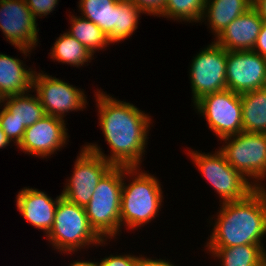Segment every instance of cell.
I'll use <instances>...</instances> for the list:
<instances>
[{
  "label": "cell",
  "mask_w": 266,
  "mask_h": 266,
  "mask_svg": "<svg viewBox=\"0 0 266 266\" xmlns=\"http://www.w3.org/2000/svg\"><path fill=\"white\" fill-rule=\"evenodd\" d=\"M137 266H175L168 261L161 259H148L146 257H138Z\"/></svg>",
  "instance_id": "1f68e13d"
},
{
  "label": "cell",
  "mask_w": 266,
  "mask_h": 266,
  "mask_svg": "<svg viewBox=\"0 0 266 266\" xmlns=\"http://www.w3.org/2000/svg\"><path fill=\"white\" fill-rule=\"evenodd\" d=\"M221 140L226 145L220 150L235 170L257 181L266 177V133L242 131Z\"/></svg>",
  "instance_id": "52a82bcc"
},
{
  "label": "cell",
  "mask_w": 266,
  "mask_h": 266,
  "mask_svg": "<svg viewBox=\"0 0 266 266\" xmlns=\"http://www.w3.org/2000/svg\"><path fill=\"white\" fill-rule=\"evenodd\" d=\"M5 101L4 107L12 114V117L26 128L32 126L46 115L39 97L30 95L27 92L7 96L3 99V102Z\"/></svg>",
  "instance_id": "44dd1931"
},
{
  "label": "cell",
  "mask_w": 266,
  "mask_h": 266,
  "mask_svg": "<svg viewBox=\"0 0 266 266\" xmlns=\"http://www.w3.org/2000/svg\"><path fill=\"white\" fill-rule=\"evenodd\" d=\"M254 52L266 58V22H263L260 33L253 47Z\"/></svg>",
  "instance_id": "4dcf8cb0"
},
{
  "label": "cell",
  "mask_w": 266,
  "mask_h": 266,
  "mask_svg": "<svg viewBox=\"0 0 266 266\" xmlns=\"http://www.w3.org/2000/svg\"><path fill=\"white\" fill-rule=\"evenodd\" d=\"M64 119L45 115L32 126L25 129L18 147L33 156H51L65 145L68 138Z\"/></svg>",
  "instance_id": "5bb4252c"
},
{
  "label": "cell",
  "mask_w": 266,
  "mask_h": 266,
  "mask_svg": "<svg viewBox=\"0 0 266 266\" xmlns=\"http://www.w3.org/2000/svg\"><path fill=\"white\" fill-rule=\"evenodd\" d=\"M70 266H98L97 262L75 261Z\"/></svg>",
  "instance_id": "e575fe53"
},
{
  "label": "cell",
  "mask_w": 266,
  "mask_h": 266,
  "mask_svg": "<svg viewBox=\"0 0 266 266\" xmlns=\"http://www.w3.org/2000/svg\"><path fill=\"white\" fill-rule=\"evenodd\" d=\"M47 238L60 252H75L89 244H103L105 241L90 226L85 209L71 203L63 196L55 211L54 224Z\"/></svg>",
  "instance_id": "5b68a950"
},
{
  "label": "cell",
  "mask_w": 266,
  "mask_h": 266,
  "mask_svg": "<svg viewBox=\"0 0 266 266\" xmlns=\"http://www.w3.org/2000/svg\"><path fill=\"white\" fill-rule=\"evenodd\" d=\"M32 89H36L46 115L63 119L65 112L86 107L84 91L46 73L34 72Z\"/></svg>",
  "instance_id": "8fae6325"
},
{
  "label": "cell",
  "mask_w": 266,
  "mask_h": 266,
  "mask_svg": "<svg viewBox=\"0 0 266 266\" xmlns=\"http://www.w3.org/2000/svg\"><path fill=\"white\" fill-rule=\"evenodd\" d=\"M0 127L10 142L15 140L14 143L18 146L23 139L26 127L12 117L5 107L0 111Z\"/></svg>",
  "instance_id": "4316f807"
},
{
  "label": "cell",
  "mask_w": 266,
  "mask_h": 266,
  "mask_svg": "<svg viewBox=\"0 0 266 266\" xmlns=\"http://www.w3.org/2000/svg\"><path fill=\"white\" fill-rule=\"evenodd\" d=\"M227 89L243 94L266 87V58L252 51H227Z\"/></svg>",
  "instance_id": "4fadbf2b"
},
{
  "label": "cell",
  "mask_w": 266,
  "mask_h": 266,
  "mask_svg": "<svg viewBox=\"0 0 266 266\" xmlns=\"http://www.w3.org/2000/svg\"><path fill=\"white\" fill-rule=\"evenodd\" d=\"M240 96L243 131L266 133V87Z\"/></svg>",
  "instance_id": "ffe728a7"
},
{
  "label": "cell",
  "mask_w": 266,
  "mask_h": 266,
  "mask_svg": "<svg viewBox=\"0 0 266 266\" xmlns=\"http://www.w3.org/2000/svg\"><path fill=\"white\" fill-rule=\"evenodd\" d=\"M194 105L220 139L243 131L240 94L225 89L201 97Z\"/></svg>",
  "instance_id": "ba28073f"
},
{
  "label": "cell",
  "mask_w": 266,
  "mask_h": 266,
  "mask_svg": "<svg viewBox=\"0 0 266 266\" xmlns=\"http://www.w3.org/2000/svg\"><path fill=\"white\" fill-rule=\"evenodd\" d=\"M0 29L26 56L37 45L39 30L26 0H0Z\"/></svg>",
  "instance_id": "7c38bea8"
},
{
  "label": "cell",
  "mask_w": 266,
  "mask_h": 266,
  "mask_svg": "<svg viewBox=\"0 0 266 266\" xmlns=\"http://www.w3.org/2000/svg\"><path fill=\"white\" fill-rule=\"evenodd\" d=\"M263 20L251 7L234 19L217 37L216 43L227 51L253 50Z\"/></svg>",
  "instance_id": "9a60e30c"
},
{
  "label": "cell",
  "mask_w": 266,
  "mask_h": 266,
  "mask_svg": "<svg viewBox=\"0 0 266 266\" xmlns=\"http://www.w3.org/2000/svg\"><path fill=\"white\" fill-rule=\"evenodd\" d=\"M100 91L96 93L99 125L112 152L106 156L93 143L84 147L113 166L138 167L145 152L151 118L133 104Z\"/></svg>",
  "instance_id": "6da1fadb"
},
{
  "label": "cell",
  "mask_w": 266,
  "mask_h": 266,
  "mask_svg": "<svg viewBox=\"0 0 266 266\" xmlns=\"http://www.w3.org/2000/svg\"><path fill=\"white\" fill-rule=\"evenodd\" d=\"M190 67L194 103L207 94L227 89V50L215 40L197 53Z\"/></svg>",
  "instance_id": "9c48e42d"
},
{
  "label": "cell",
  "mask_w": 266,
  "mask_h": 266,
  "mask_svg": "<svg viewBox=\"0 0 266 266\" xmlns=\"http://www.w3.org/2000/svg\"><path fill=\"white\" fill-rule=\"evenodd\" d=\"M127 167L113 166L99 181L84 207L90 226L103 239L120 231L121 192Z\"/></svg>",
  "instance_id": "3957f363"
},
{
  "label": "cell",
  "mask_w": 266,
  "mask_h": 266,
  "mask_svg": "<svg viewBox=\"0 0 266 266\" xmlns=\"http://www.w3.org/2000/svg\"><path fill=\"white\" fill-rule=\"evenodd\" d=\"M139 167H127V174L136 175L128 185L122 184L120 204L121 225L136 229L154 219L162 202V190L159 180ZM139 172V173H138ZM136 173V174H135Z\"/></svg>",
  "instance_id": "277c9868"
},
{
  "label": "cell",
  "mask_w": 266,
  "mask_h": 266,
  "mask_svg": "<svg viewBox=\"0 0 266 266\" xmlns=\"http://www.w3.org/2000/svg\"><path fill=\"white\" fill-rule=\"evenodd\" d=\"M189 154L202 175L222 198V203L242 200L256 188H263L254 181L251 184L249 179L235 170L221 150L214 154L191 150Z\"/></svg>",
  "instance_id": "8992f818"
},
{
  "label": "cell",
  "mask_w": 266,
  "mask_h": 266,
  "mask_svg": "<svg viewBox=\"0 0 266 266\" xmlns=\"http://www.w3.org/2000/svg\"><path fill=\"white\" fill-rule=\"evenodd\" d=\"M3 99H4L3 96L0 94V103H3Z\"/></svg>",
  "instance_id": "d590c367"
},
{
  "label": "cell",
  "mask_w": 266,
  "mask_h": 266,
  "mask_svg": "<svg viewBox=\"0 0 266 266\" xmlns=\"http://www.w3.org/2000/svg\"><path fill=\"white\" fill-rule=\"evenodd\" d=\"M113 167L101 156L85 147L76 159L73 175L61 195L79 206L85 207L101 178Z\"/></svg>",
  "instance_id": "30bf717a"
},
{
  "label": "cell",
  "mask_w": 266,
  "mask_h": 266,
  "mask_svg": "<svg viewBox=\"0 0 266 266\" xmlns=\"http://www.w3.org/2000/svg\"><path fill=\"white\" fill-rule=\"evenodd\" d=\"M221 266H266L263 244H243L232 247H208Z\"/></svg>",
  "instance_id": "d6986e66"
},
{
  "label": "cell",
  "mask_w": 266,
  "mask_h": 266,
  "mask_svg": "<svg viewBox=\"0 0 266 266\" xmlns=\"http://www.w3.org/2000/svg\"><path fill=\"white\" fill-rule=\"evenodd\" d=\"M10 144V140L7 138L6 134L3 132L2 128L0 127V149L5 148Z\"/></svg>",
  "instance_id": "836d02e7"
},
{
  "label": "cell",
  "mask_w": 266,
  "mask_h": 266,
  "mask_svg": "<svg viewBox=\"0 0 266 266\" xmlns=\"http://www.w3.org/2000/svg\"><path fill=\"white\" fill-rule=\"evenodd\" d=\"M70 22L72 25L67 33L83 44L91 54L110 45L108 36L92 21L82 16H72Z\"/></svg>",
  "instance_id": "cb8c5ba5"
},
{
  "label": "cell",
  "mask_w": 266,
  "mask_h": 266,
  "mask_svg": "<svg viewBox=\"0 0 266 266\" xmlns=\"http://www.w3.org/2000/svg\"><path fill=\"white\" fill-rule=\"evenodd\" d=\"M61 197L59 195L53 200L41 190L26 187L19 191L16 205L27 222L47 235L53 227L55 211Z\"/></svg>",
  "instance_id": "2e32d148"
},
{
  "label": "cell",
  "mask_w": 266,
  "mask_h": 266,
  "mask_svg": "<svg viewBox=\"0 0 266 266\" xmlns=\"http://www.w3.org/2000/svg\"><path fill=\"white\" fill-rule=\"evenodd\" d=\"M133 2L143 13L160 15L163 12L166 0H130Z\"/></svg>",
  "instance_id": "f1b7e54d"
},
{
  "label": "cell",
  "mask_w": 266,
  "mask_h": 266,
  "mask_svg": "<svg viewBox=\"0 0 266 266\" xmlns=\"http://www.w3.org/2000/svg\"><path fill=\"white\" fill-rule=\"evenodd\" d=\"M50 54L51 58L58 61V63H67L75 67L83 66L85 62L93 58V54L67 32L57 38Z\"/></svg>",
  "instance_id": "603a6c76"
},
{
  "label": "cell",
  "mask_w": 266,
  "mask_h": 266,
  "mask_svg": "<svg viewBox=\"0 0 266 266\" xmlns=\"http://www.w3.org/2000/svg\"><path fill=\"white\" fill-rule=\"evenodd\" d=\"M24 66L20 59L0 53V94L3 98L31 91L35 71Z\"/></svg>",
  "instance_id": "e0dca14e"
},
{
  "label": "cell",
  "mask_w": 266,
  "mask_h": 266,
  "mask_svg": "<svg viewBox=\"0 0 266 266\" xmlns=\"http://www.w3.org/2000/svg\"><path fill=\"white\" fill-rule=\"evenodd\" d=\"M138 257L133 255H116L103 258L98 266H137Z\"/></svg>",
  "instance_id": "f546056e"
},
{
  "label": "cell",
  "mask_w": 266,
  "mask_h": 266,
  "mask_svg": "<svg viewBox=\"0 0 266 266\" xmlns=\"http://www.w3.org/2000/svg\"><path fill=\"white\" fill-rule=\"evenodd\" d=\"M59 0H26L27 6L33 13L34 18L50 14L58 4Z\"/></svg>",
  "instance_id": "83f0119b"
},
{
  "label": "cell",
  "mask_w": 266,
  "mask_h": 266,
  "mask_svg": "<svg viewBox=\"0 0 266 266\" xmlns=\"http://www.w3.org/2000/svg\"><path fill=\"white\" fill-rule=\"evenodd\" d=\"M221 204L206 247L262 244L266 235L265 188H256L242 200Z\"/></svg>",
  "instance_id": "7a4b0ae2"
},
{
  "label": "cell",
  "mask_w": 266,
  "mask_h": 266,
  "mask_svg": "<svg viewBox=\"0 0 266 266\" xmlns=\"http://www.w3.org/2000/svg\"><path fill=\"white\" fill-rule=\"evenodd\" d=\"M206 0H166L162 17L174 18L182 21H202Z\"/></svg>",
  "instance_id": "484cf974"
},
{
  "label": "cell",
  "mask_w": 266,
  "mask_h": 266,
  "mask_svg": "<svg viewBox=\"0 0 266 266\" xmlns=\"http://www.w3.org/2000/svg\"><path fill=\"white\" fill-rule=\"evenodd\" d=\"M253 0H206L202 20L207 17L217 37L234 19L247 12ZM206 14V15H205Z\"/></svg>",
  "instance_id": "ac0fdd59"
},
{
  "label": "cell",
  "mask_w": 266,
  "mask_h": 266,
  "mask_svg": "<svg viewBox=\"0 0 266 266\" xmlns=\"http://www.w3.org/2000/svg\"><path fill=\"white\" fill-rule=\"evenodd\" d=\"M252 7L258 12L264 22H266V0H253Z\"/></svg>",
  "instance_id": "d6a6232c"
},
{
  "label": "cell",
  "mask_w": 266,
  "mask_h": 266,
  "mask_svg": "<svg viewBox=\"0 0 266 266\" xmlns=\"http://www.w3.org/2000/svg\"><path fill=\"white\" fill-rule=\"evenodd\" d=\"M119 0H80L82 17L95 23L109 36L115 27L116 3Z\"/></svg>",
  "instance_id": "7402d4cb"
},
{
  "label": "cell",
  "mask_w": 266,
  "mask_h": 266,
  "mask_svg": "<svg viewBox=\"0 0 266 266\" xmlns=\"http://www.w3.org/2000/svg\"><path fill=\"white\" fill-rule=\"evenodd\" d=\"M141 13L143 12L130 0H119L116 3L115 27L108 36L109 42H120L133 35Z\"/></svg>",
  "instance_id": "d4e9b609"
}]
</instances>
